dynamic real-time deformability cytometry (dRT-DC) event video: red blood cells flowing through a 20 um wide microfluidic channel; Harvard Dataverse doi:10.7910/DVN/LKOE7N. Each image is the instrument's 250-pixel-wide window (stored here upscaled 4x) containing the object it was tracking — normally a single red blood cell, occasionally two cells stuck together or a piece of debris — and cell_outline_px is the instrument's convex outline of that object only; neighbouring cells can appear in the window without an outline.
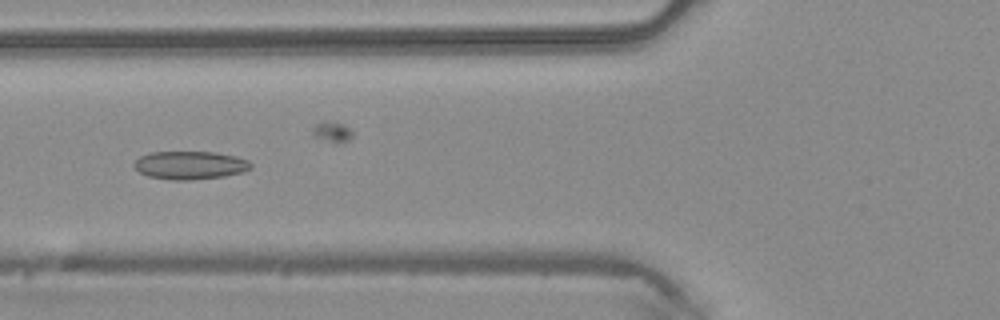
{"species": "common noctule bat (a hibernating species)", "species_latin": "Nyctalus noctula", "temperature_condition": "warm", "stored_images_in_passage": 48, "segment_of_instrument_passage": [1, 2], "camera_frame_rate_fps": 3000, "um_per_image_px": 0.085, "animal": {"sex": "male", "body_mass_g": 20.4}, "frame": {"image": 1, "passage_image": 18, "time_ms": 5.667, "image_size_px": [1000, 320], "cell_outline_px": [[252, 168], [244, 172], [224, 176], [192, 180], [172, 180], [148, 176], [140, 172], [132, 164], [140, 156], [152, 152], [216, 152], [236, 156], [248, 160], [252, 164]], "centroid_in_image_um": [16.18, 14.04], "position_along_channel_um": 109.6, "area_um2": 19.25}}
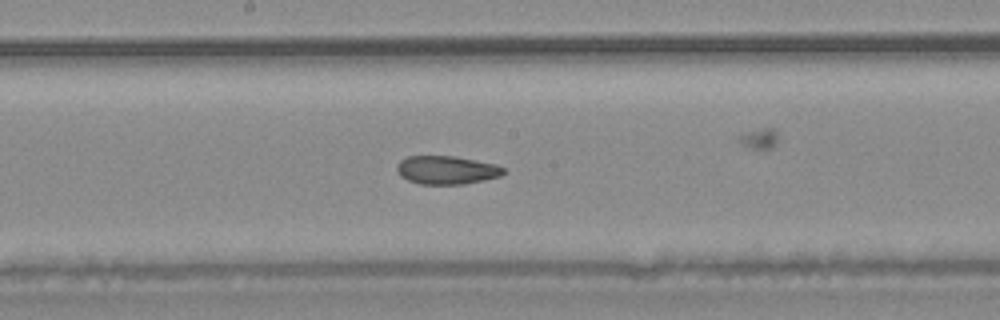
{"frame": {"image": 2, "passage_image": 25, "time_ms": 8.0, "image_size_px": [1000, 320], "cell_outline_px": [[504, 172], [500, 176], [484, 180], [464, 184], [420, 184], [408, 180], [400, 176], [396, 168], [396, 164], [400, 160], [408, 156], [456, 156], [496, 164], [504, 168]], "centroid_in_image_um": [37.94, 14.45], "position_along_channel_um": 210.3, "area_um2": 17.69}}
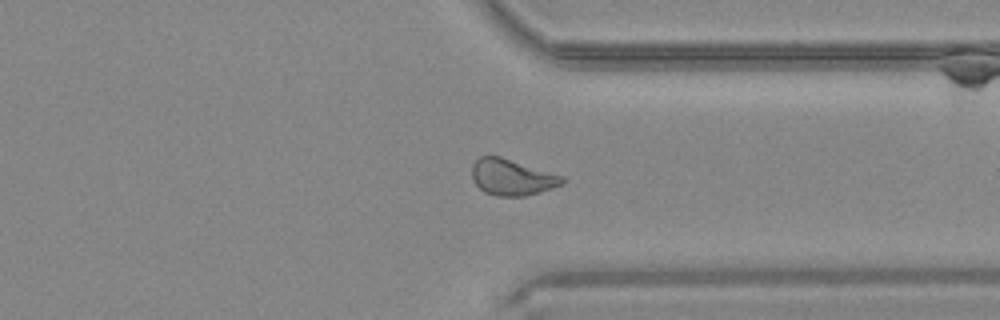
{"frame": {"image": 3, "passage_image": 36, "time_ms": 11.667, "image_size_px": [1000, 320], "cell_outline_px": [[564, 184], [540, 192], [524, 196], [496, 196], [484, 192], [472, 180], [472, 164], [480, 156], [500, 156], [564, 176]], "centroid_in_image_um": [43.51, 15.07], "position_along_channel_um": 367.9, "area_um2": 19.07}}